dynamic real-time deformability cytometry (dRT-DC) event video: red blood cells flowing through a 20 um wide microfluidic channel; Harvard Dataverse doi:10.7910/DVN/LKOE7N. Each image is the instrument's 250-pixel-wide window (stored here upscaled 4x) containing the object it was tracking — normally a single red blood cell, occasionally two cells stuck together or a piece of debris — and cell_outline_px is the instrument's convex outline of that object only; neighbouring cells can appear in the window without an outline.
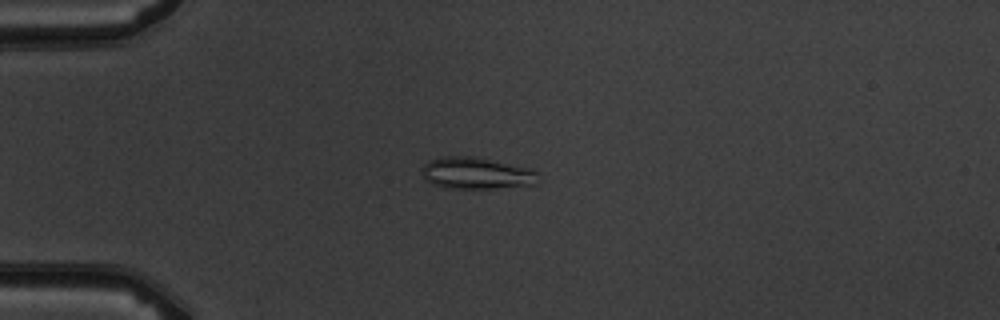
{"species": "common noctule bat (a hibernating species)", "species_latin": "Nyctalus noctula", "temperature_condition": "warm", "stored_images_in_passage": 6, "camera_frame_rate_fps": 3000, "um_per_image_px": 0.085, "animal": {"sex": "male", "body_mass_g": 19.5, "forearm_length_mm": 54.6}, "frame": {"image": 1, "passage_image": 4, "time_ms": 4.333, "image_size_px": [1000, 320], "cell_outline_px": [[540, 172], [536, 184], [496, 188], [444, 188], [428, 180], [420, 172], [420, 168], [428, 160], [440, 156], [476, 156], [532, 168]], "centroid_in_image_um": [40.52, 14.7], "position_along_channel_um": 44.5, "area_um2": 21.85}}
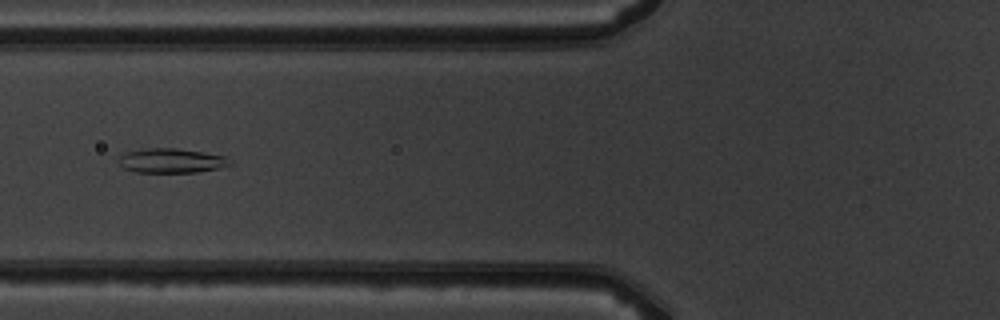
{"frame": {"image": 2, "passage_image": 6, "time_ms": 6.667, "image_size_px": [1000, 320], "cell_outline_px": [[232, 164], [220, 168], [196, 172], [136, 172], [124, 168], [120, 164], [120, 156], [124, 152], [148, 148], [176, 148], [228, 156]], "centroid_in_image_um": [14.6, 13.65], "position_along_channel_um": 111.2, "area_um2": 15.84}}